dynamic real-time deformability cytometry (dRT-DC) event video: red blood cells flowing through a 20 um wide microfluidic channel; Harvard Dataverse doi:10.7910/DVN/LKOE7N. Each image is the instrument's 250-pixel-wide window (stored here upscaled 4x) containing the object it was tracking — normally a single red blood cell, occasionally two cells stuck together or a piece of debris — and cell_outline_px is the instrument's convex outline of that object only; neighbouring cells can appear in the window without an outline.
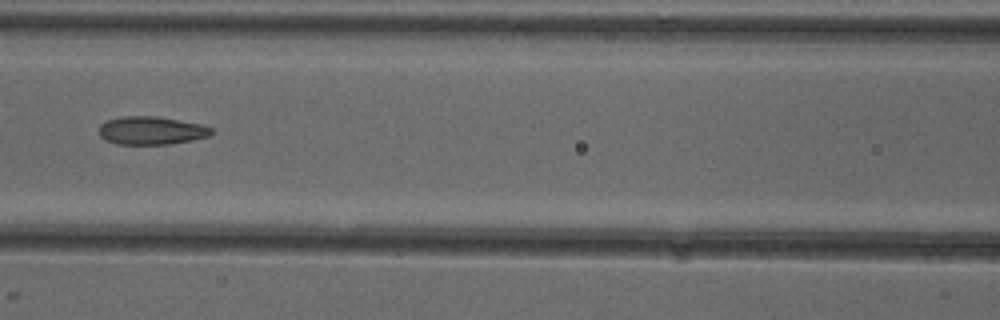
{"species": "common noctule bat (a hibernating species)", "species_latin": "Nyctalus noctula", "temperature_condition": "cold", "stored_images_in_passage": 7, "camera_frame_rate_fps": 3000, "um_per_image_px": 0.085, "animal": {"sex": "female"}, "frame": {"image": 1, "passage_image": 6, "time_ms": 6.0, "image_size_px": [1000, 320], "cell_outline_px": [[212, 132], [208, 136], [192, 140], [168, 144], [116, 144], [104, 140], [100, 136], [100, 124], [108, 120], [124, 116], [156, 116], [200, 124], [212, 128]], "centroid_in_image_um": [12.83, 11.1], "position_along_channel_um": 153.8, "area_um2": 18.26}}